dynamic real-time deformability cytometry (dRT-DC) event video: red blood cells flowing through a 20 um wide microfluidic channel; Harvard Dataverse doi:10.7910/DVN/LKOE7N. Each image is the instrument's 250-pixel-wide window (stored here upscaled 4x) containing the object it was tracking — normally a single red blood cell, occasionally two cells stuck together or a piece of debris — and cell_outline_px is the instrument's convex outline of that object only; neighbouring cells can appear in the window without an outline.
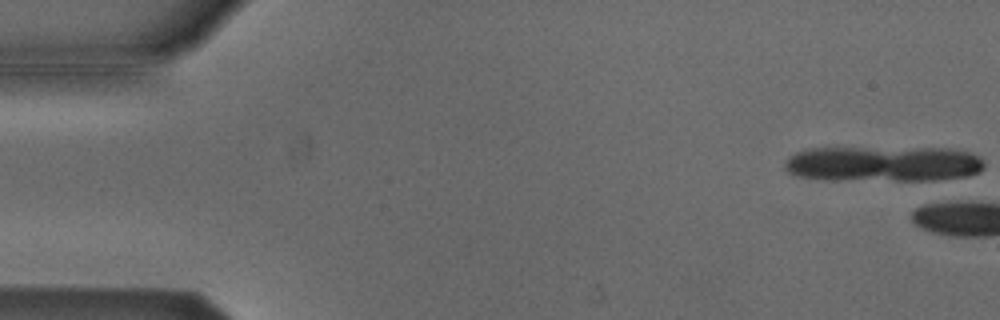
{"species": "Egyptian fruit bat (a non-hibernating species)", "species_latin": "Rousettus aegyptiacus", "temperature_condition": "cold", "stored_images_in_passage": 3, "camera_frame_rate_fps": 3000, "um_per_image_px": 0.085, "animal": {"sex": "male"}, "frame": {"image": 1, "passage_image": 1, "time_ms": 0.0, "image_size_px": [1000, 320], "cell_outline_px": [[984, 168], [980, 172], [968, 176], [936, 180], [824, 180], [800, 176], [788, 172], [784, 168], [784, 164], [788, 156], [796, 152], [808, 148], [948, 148], [968, 152], [976, 156], [984, 164]], "centroid_in_image_um": [75.04, 13.93], "position_along_channel_um": 10.0, "area_um2": 41.62}}